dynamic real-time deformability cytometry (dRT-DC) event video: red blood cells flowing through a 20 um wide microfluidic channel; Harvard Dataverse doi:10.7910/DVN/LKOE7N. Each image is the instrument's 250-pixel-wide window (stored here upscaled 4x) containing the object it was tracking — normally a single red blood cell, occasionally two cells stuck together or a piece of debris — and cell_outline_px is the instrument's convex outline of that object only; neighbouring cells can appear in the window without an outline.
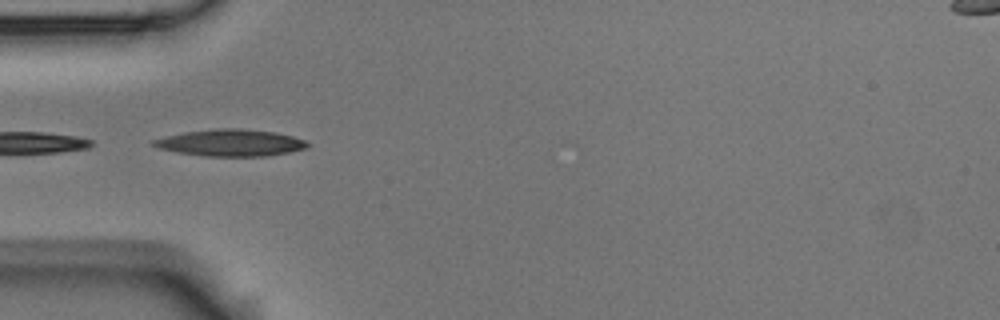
{"species": "Egyptian fruit bat (a non-hibernating species)", "species_latin": "Rousettus aegyptiacus", "temperature_condition": "room temperature", "stored_images_in_passage": 4, "camera_frame_rate_fps": 3000, "um_per_image_px": 0.085, "animal": {"sex": "male"}, "frame": {"image": 1, "passage_image": 3, "time_ms": 0.667, "image_size_px": [1000, 320], "cell_outline_px": [[312, 144], [308, 148], [288, 152], [264, 156], [204, 156], [176, 152], [160, 148], [152, 144], [152, 140], [184, 132], [216, 128], [240, 128], [276, 132], [292, 136], [304, 140]], "centroid_in_image_um": [19.64, 12.13], "position_along_channel_um": 65.4, "area_um2": 23.99}}